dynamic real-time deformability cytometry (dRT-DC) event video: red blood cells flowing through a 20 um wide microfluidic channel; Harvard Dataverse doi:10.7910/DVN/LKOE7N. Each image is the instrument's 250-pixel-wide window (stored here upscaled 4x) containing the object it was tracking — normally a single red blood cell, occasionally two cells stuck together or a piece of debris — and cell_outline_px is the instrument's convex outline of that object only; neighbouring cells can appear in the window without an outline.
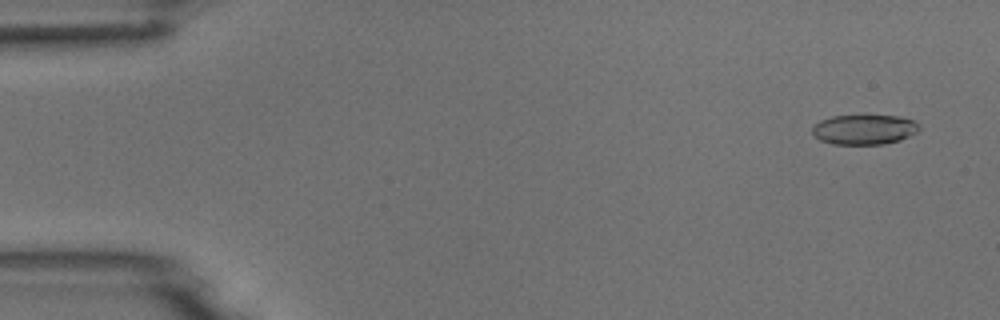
{"species": "common noctule bat (a hibernating species)", "species_latin": "Nyctalus noctula", "temperature_condition": "room temperature", "stored_images_in_passage": 8, "camera_frame_rate_fps": 3000, "um_per_image_px": 0.085, "animal": {"sex": "male", "body_mass_g": 18.8}, "frame": {"image": 1, "passage_image": 1, "time_ms": 0.0, "image_size_px": [1000, 320], "cell_outline_px": [[920, 128], [916, 132], [900, 140], [884, 144], [832, 144], [820, 140], [812, 132], [812, 128], [820, 120], [832, 116], [900, 116], [912, 120], [920, 124]], "centroid_in_image_um": [73.47, 11.01], "position_along_channel_um": 11.5, "area_um2": 18.5}}
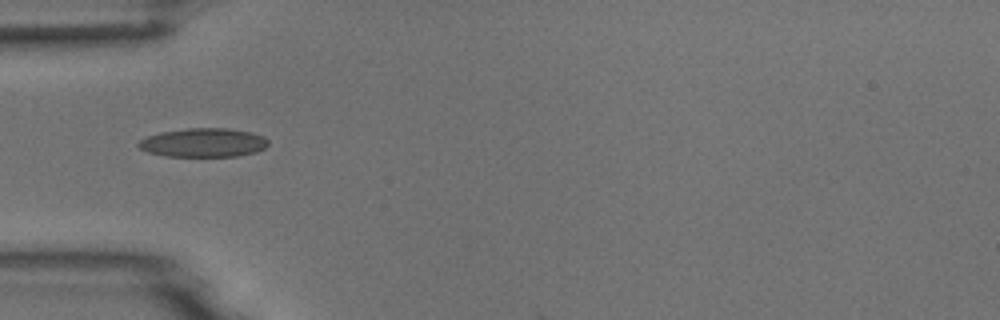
{"frame": {"image": 2, "passage_image": 5, "time_ms": 1.333, "image_size_px": [1000, 320], "cell_outline_px": [[268, 144], [264, 148], [256, 152], [236, 156], [164, 156], [148, 152], [140, 148], [136, 144], [140, 140], [148, 136], [160, 132], [188, 128], [228, 128], [252, 132], [264, 136], [268, 140]], "centroid_in_image_um": [17.3, 12.12], "position_along_channel_um": 67.7, "area_um2": 21.85}}